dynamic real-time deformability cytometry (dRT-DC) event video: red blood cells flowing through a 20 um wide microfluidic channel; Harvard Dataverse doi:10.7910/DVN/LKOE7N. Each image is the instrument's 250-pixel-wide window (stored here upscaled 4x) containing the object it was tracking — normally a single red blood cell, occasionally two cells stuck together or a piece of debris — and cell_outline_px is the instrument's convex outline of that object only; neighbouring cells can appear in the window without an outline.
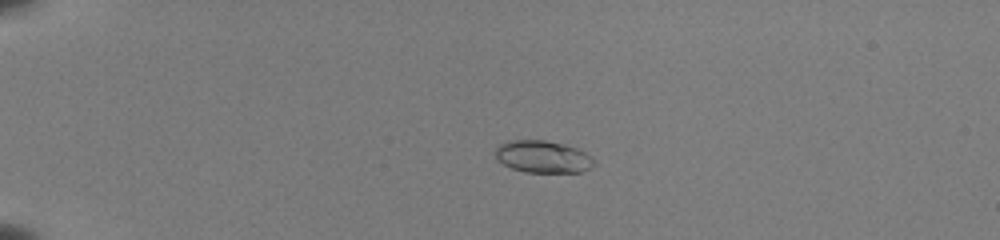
{"species": "common noctule bat (a hibernating species)", "species_latin": "Nyctalus noctula", "temperature_condition": "room temperature", "stored_images_in_passage": 55, "camera_frame_rate_fps": 3000, "um_per_image_px": 0.085, "animal": {"sex": "female", "body_mass_g": 22.0, "forearm_length_mm": 56.7}, "frame": {"image": 1, "passage_image": 15, "time_ms": 4.667, "image_size_px": [1000, 240], "cell_outline_px": [[596, 164], [580, 172], [524, 172], [512, 168], [496, 160], [496, 148], [500, 144], [508, 140], [544, 140], [564, 144], [576, 148], [592, 156], [596, 160]], "centroid_in_image_um": [46.15, 13.32], "position_along_channel_um": 38.9, "area_um2": 18.55}}
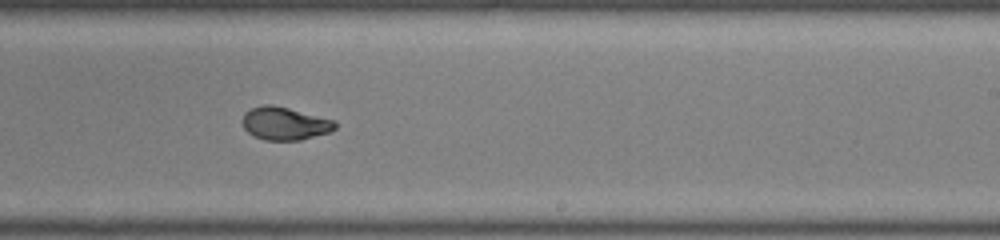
{"frame": {"image": 2, "passage_image": 37, "time_ms": 12.0, "image_size_px": [1000, 240], "cell_outline_px": [[336, 128], [332, 132], [300, 140], [264, 140], [248, 132], [244, 128], [240, 120], [244, 112], [252, 108], [264, 104], [272, 104], [336, 120]], "centroid_in_image_um": [24.21, 10.49], "position_along_channel_um": 264.8, "area_um2": 17.98}}
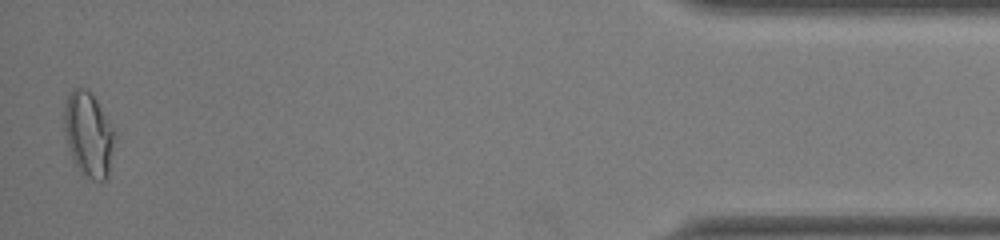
{"frame": {"image": 3, "passage_image": 54, "time_ms": 17.667, "image_size_px": [1000, 240], "cell_outline_px": [[116, 136], [108, 176], [104, 180], [96, 180], [84, 176], [76, 164], [72, 156], [68, 144], [64, 128], [64, 104], [68, 92], [72, 88], [88, 88], [96, 100], [116, 132]], "centroid_in_image_um": [7.53, 11.38], "position_along_channel_um": 427.7, "area_um2": 24.91}, "authors_computed_cell_mechanics": {"area_um2": 18.6694, "velocity_mm_per_s": 3.9791, "shape_relaxation_time_tau1_ms": 7.9265, "shape_relaxation_time_tau2_ms": 0.7875, "deformation_change_tau1": 0.2283, "deformation_change_tau2": 0.0454}}